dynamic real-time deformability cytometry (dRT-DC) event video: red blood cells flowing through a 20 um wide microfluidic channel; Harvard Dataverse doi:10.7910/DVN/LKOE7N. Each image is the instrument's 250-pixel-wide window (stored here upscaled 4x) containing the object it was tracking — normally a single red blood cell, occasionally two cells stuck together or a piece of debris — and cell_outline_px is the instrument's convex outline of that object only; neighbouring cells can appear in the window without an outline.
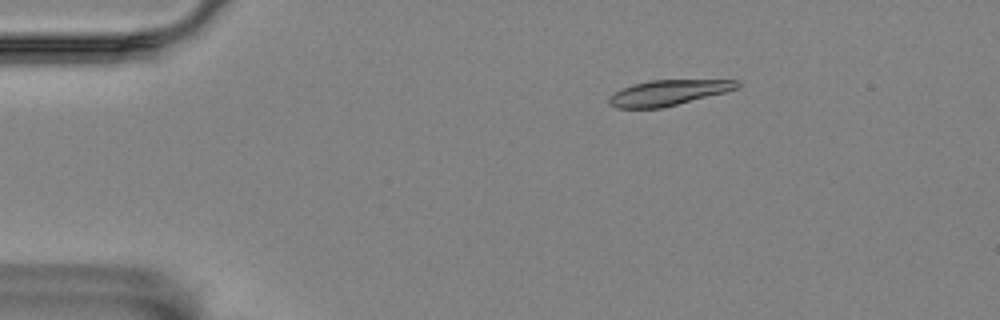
{"species": "Egyptian fruit bat (a non-hibernating species)", "species_latin": "Rousettus aegyptiacus", "temperature_condition": "room temperature", "stored_images_in_passage": 6, "camera_frame_rate_fps": 3000, "um_per_image_px": 0.085, "animal": {"sex": "female"}, "frame": {"image": 1, "passage_image": 3, "time_ms": 0.667, "image_size_px": [1000, 320], "cell_outline_px": [[740, 84], [736, 88], [724, 92], [660, 108], [616, 108], [608, 104], [608, 96], [632, 84], [652, 80], [740, 80]], "centroid_in_image_um": [56.75, 7.88], "position_along_channel_um": 28.3, "area_um2": 18.67}}